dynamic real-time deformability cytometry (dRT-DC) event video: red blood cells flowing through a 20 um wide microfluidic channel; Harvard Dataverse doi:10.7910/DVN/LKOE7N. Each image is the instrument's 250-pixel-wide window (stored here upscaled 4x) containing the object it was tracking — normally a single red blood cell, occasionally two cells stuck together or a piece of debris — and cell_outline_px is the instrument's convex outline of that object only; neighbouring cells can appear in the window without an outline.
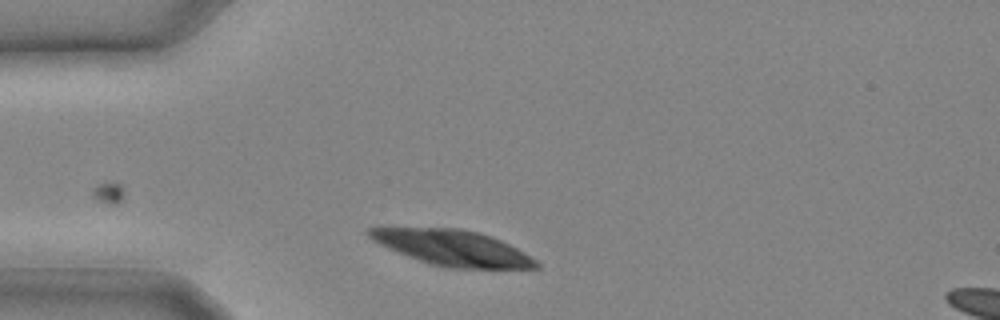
{"species": "common noctule bat (a hibernating species)", "species_latin": "Nyctalus noctula", "temperature_condition": "cold", "stored_images_in_passage": 4, "camera_frame_rate_fps": 3000, "um_per_image_px": 0.085, "animal": {"sex": "male", "body_mass_g": 20.4}, "frame": {"image": 1, "passage_image": 1, "time_ms": 0.0, "image_size_px": [1000, 320], "cell_outline_px": [[540, 268], [448, 268], [432, 264], [408, 256], [388, 248], [372, 240], [368, 236], [368, 228], [460, 228], [480, 232], [500, 240], [524, 252], [536, 260], [540, 264]], "centroid_in_image_um": [38.5, 21.07], "position_along_channel_um": 46.5, "area_um2": 34.16}}